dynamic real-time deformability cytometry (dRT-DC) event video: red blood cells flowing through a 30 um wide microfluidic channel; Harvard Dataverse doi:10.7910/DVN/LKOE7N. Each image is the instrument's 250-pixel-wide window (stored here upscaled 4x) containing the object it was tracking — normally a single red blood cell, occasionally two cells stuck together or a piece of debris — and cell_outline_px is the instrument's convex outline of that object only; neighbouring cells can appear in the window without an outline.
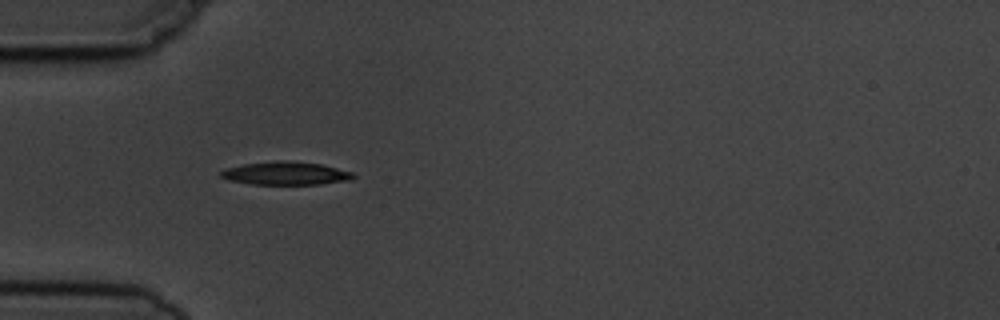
{"species": "common noctule bat (a hibernating species)", "species_latin": "Nyctalus noctula", "temperature_condition": "cold", "stored_images_in_passage": 2, "camera_frame_rate_fps": 3000, "um_per_image_px": 0.085, "animal": {"sex": "male", "body_mass_g": 19.5, "forearm_length_mm": 54.6}, "frame": {"image": 1, "passage_image": 1, "time_ms": 0.0, "image_size_px": [1000, 320], "cell_outline_px": [[356, 176], [352, 180], [320, 184], [252, 184], [228, 180], [220, 176], [220, 172], [228, 168], [244, 164], [276, 160], [284, 160], [320, 164], [352, 172]], "centroid_in_image_um": [24.3, 14.73], "position_along_channel_um": 60.7, "area_um2": 17.74}}
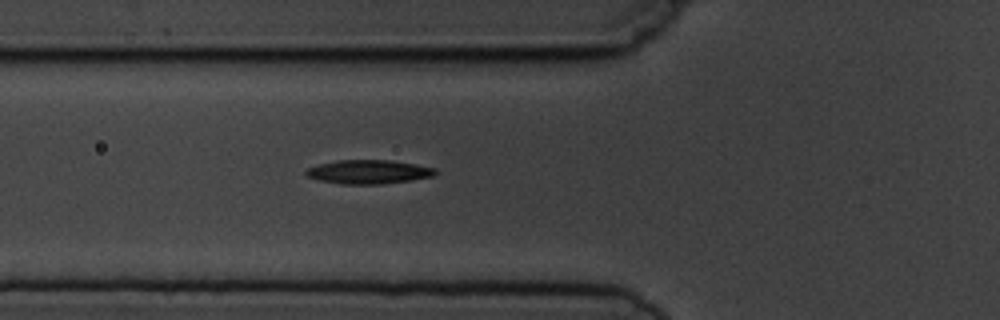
{"frame": {"image": 2, "passage_image": 2, "time_ms": 1.0, "image_size_px": [1000, 320], "cell_outline_px": [[440, 172], [432, 176], [412, 180], [380, 184], [340, 184], [320, 180], [308, 176], [304, 172], [308, 168], [320, 164], [336, 160], [392, 160], [416, 164], [436, 168]], "centroid_in_image_um": [31.38, 14.6], "position_along_channel_um": 94.4, "area_um2": 18.03}}